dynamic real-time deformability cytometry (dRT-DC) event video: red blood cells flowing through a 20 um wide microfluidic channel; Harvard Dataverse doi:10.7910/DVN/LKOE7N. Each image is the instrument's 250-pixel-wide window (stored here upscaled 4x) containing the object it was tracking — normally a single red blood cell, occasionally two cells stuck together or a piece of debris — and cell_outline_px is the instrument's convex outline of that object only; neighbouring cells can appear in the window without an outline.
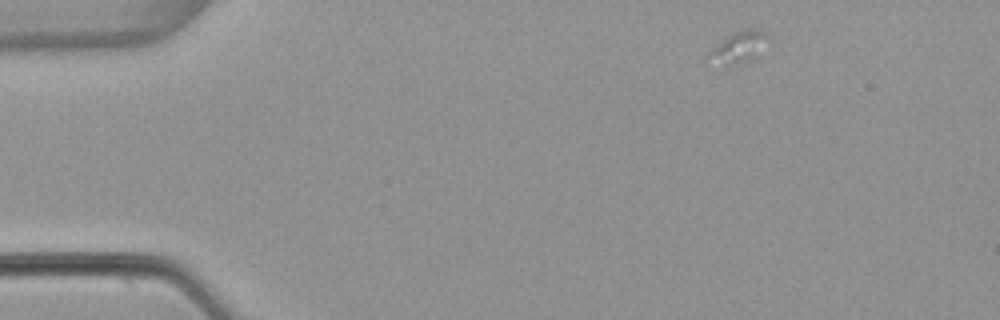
{"species": "common noctule bat (a hibernating species)", "species_latin": "Nyctalus noctula", "temperature_condition": "warm", "stored_images_in_passage": 15, "camera_frame_rate_fps": 3000, "um_per_image_px": 0.085, "animal": {"sex": "female", "body_mass_g": 22.7, "forearm_length_mm": 54.2}, "frame": {"image": 1, "passage_image": 1, "time_ms": 0.0, "image_size_px": [1000, 320], "cell_outline_px": [[768, 36], [756, 56], [752, 60], [732, 64], [704, 60], [704, 56], [716, 44], [728, 36], [744, 28], [760, 28], [768, 32]], "centroid_in_image_um": [62.76, 3.97], "position_along_channel_um": 22.2, "area_um2": 10.69}}